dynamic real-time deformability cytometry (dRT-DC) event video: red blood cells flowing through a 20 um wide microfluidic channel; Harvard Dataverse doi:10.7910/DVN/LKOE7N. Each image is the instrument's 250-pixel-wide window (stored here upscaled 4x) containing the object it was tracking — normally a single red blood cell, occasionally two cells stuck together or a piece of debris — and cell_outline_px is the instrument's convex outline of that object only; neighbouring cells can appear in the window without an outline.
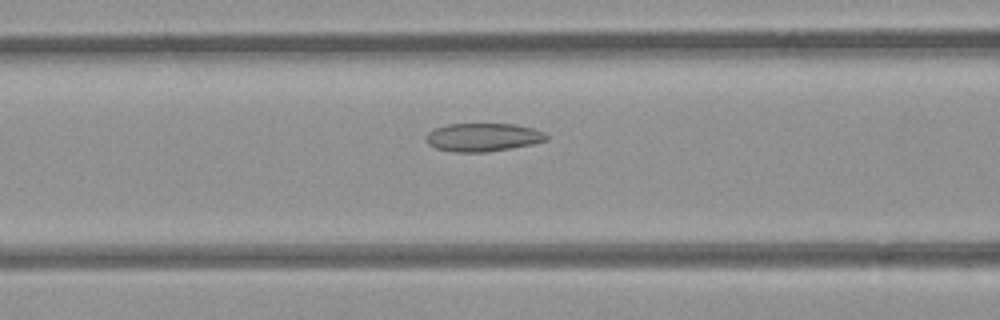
{"species": "common noctule bat (a hibernating species)", "species_latin": "Nyctalus noctula", "temperature_condition": "room temperature", "stored_images_in_passage": 33, "camera_frame_rate_fps": 3000, "um_per_image_px": 0.085, "animal": {"sex": "female", "body_mass_g": 21.9}, "frame": {"image": 1, "passage_image": 13, "time_ms": 4.0, "image_size_px": [1000, 320], "cell_outline_px": [[548, 140], [532, 144], [484, 152], [452, 152], [436, 148], [428, 144], [428, 132], [436, 128], [448, 124], [512, 124], [532, 128], [544, 132], [548, 136]], "centroid_in_image_um": [41.07, 11.67], "position_along_channel_um": 125.5, "area_um2": 19.54}}
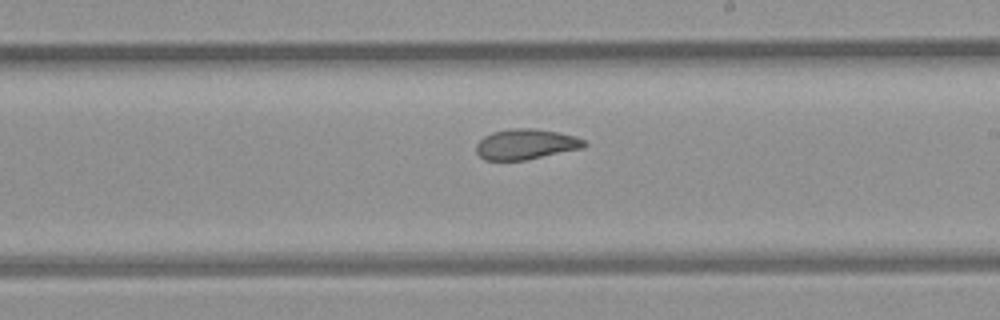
{"frame": {"image": 2, "passage_image": 22, "time_ms": 7.0, "image_size_px": [1000, 320], "cell_outline_px": [[588, 144], [584, 148], [524, 160], [484, 160], [476, 152], [476, 144], [484, 136], [492, 132], [512, 128], [532, 128], [560, 132], [576, 136], [584, 140]], "centroid_in_image_um": [44.72, 12.25], "position_along_channel_um": 244.3, "area_um2": 19.25}}
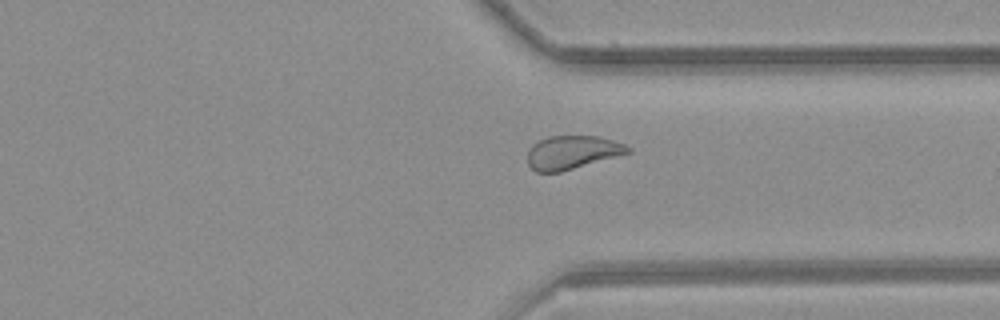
{"frame": {"image": 3, "passage_image": 31, "time_ms": 10.0, "image_size_px": [1000, 320], "cell_outline_px": [[632, 152], [560, 172], [536, 172], [528, 164], [528, 152], [532, 144], [548, 136], [600, 136], [624, 144], [632, 148]], "centroid_in_image_um": [48.65, 12.95], "position_along_channel_um": 362.8, "area_um2": 19.54}}